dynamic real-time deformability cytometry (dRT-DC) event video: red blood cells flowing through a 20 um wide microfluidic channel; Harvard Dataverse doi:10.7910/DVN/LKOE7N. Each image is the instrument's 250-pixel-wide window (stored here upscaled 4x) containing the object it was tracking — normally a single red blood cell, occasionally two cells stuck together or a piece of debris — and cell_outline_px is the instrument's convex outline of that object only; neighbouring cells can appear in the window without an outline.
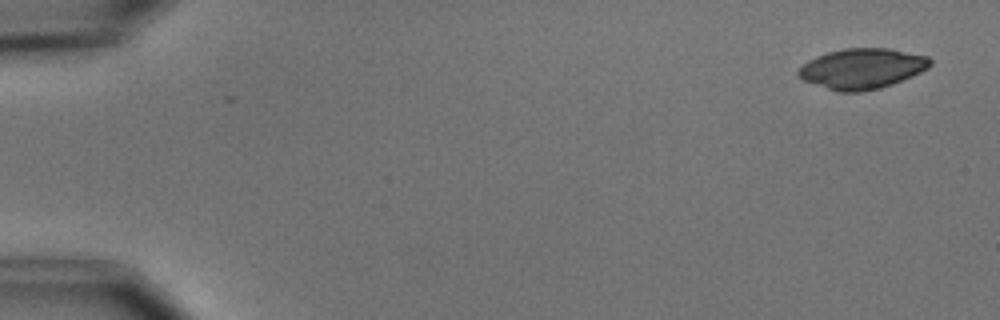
{"species": "common noctule bat (a hibernating species)", "species_latin": "Nyctalus noctula", "temperature_condition": "cold", "stored_images_in_passage": 53, "camera_frame_rate_fps": 3000, "um_per_image_px": 0.085, "animal": {"sex": "male", "body_mass_g": 15.6}, "frame": {"image": 1, "passage_image": 1, "time_ms": 0.0, "image_size_px": [1000, 320], "cell_outline_px": [[932, 64], [928, 68], [912, 76], [892, 84], [880, 88], [860, 92], [840, 92], [804, 80], [796, 76], [796, 72], [808, 60], [816, 56], [828, 52], [844, 48], [888, 48], [928, 56], [932, 60]], "centroid_in_image_um": [73.29, 5.82], "position_along_channel_um": 11.7, "area_um2": 30.92}}
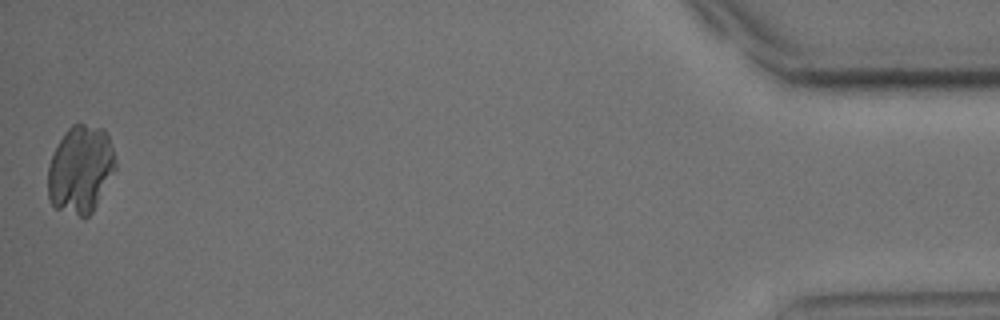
{"frame": {"image": 2, "passage_image": 53, "time_ms": 17.333, "image_size_px": [1000, 320], "cell_outline_px": [[116, 172], [92, 212], [84, 220], [56, 208], [52, 204], [48, 196], [48, 164], [64, 132], [72, 124], [84, 124], [104, 128], [108, 136], [116, 160]], "centroid_in_image_um": [6.86, 14.43], "position_along_channel_um": 428.3, "area_um2": 34.97}}